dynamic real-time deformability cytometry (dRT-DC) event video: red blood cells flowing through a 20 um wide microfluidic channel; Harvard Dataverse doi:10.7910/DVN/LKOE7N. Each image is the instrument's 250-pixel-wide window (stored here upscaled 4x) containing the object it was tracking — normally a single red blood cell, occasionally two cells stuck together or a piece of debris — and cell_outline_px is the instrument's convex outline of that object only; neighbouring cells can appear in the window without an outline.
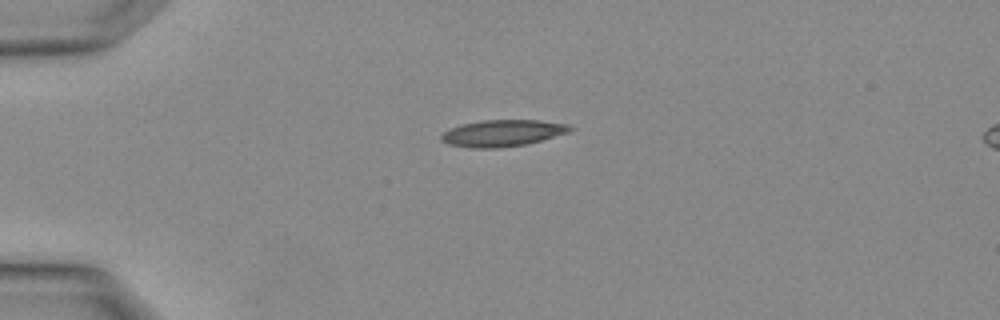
{"species": "Egyptian fruit bat (a non-hibernating species)", "species_latin": "Rousettus aegyptiacus", "temperature_condition": "warm", "stored_images_in_passage": 2, "segment_of_instrument_passage": [1, 2], "camera_frame_rate_fps": 3000, "um_per_image_px": 0.085, "animal": {"sex": "female"}, "frame": {"image": 1, "passage_image": 1, "time_ms": 0.0, "image_size_px": [1000, 320], "cell_outline_px": [[576, 128], [572, 132], [524, 144], [500, 148], [472, 148], [448, 144], [440, 140], [440, 136], [444, 132], [452, 128], [464, 124], [484, 120], [540, 120], [568, 124]], "centroid_in_image_um": [42.77, 11.31], "position_along_channel_um": 42.2, "area_um2": 19.94}}